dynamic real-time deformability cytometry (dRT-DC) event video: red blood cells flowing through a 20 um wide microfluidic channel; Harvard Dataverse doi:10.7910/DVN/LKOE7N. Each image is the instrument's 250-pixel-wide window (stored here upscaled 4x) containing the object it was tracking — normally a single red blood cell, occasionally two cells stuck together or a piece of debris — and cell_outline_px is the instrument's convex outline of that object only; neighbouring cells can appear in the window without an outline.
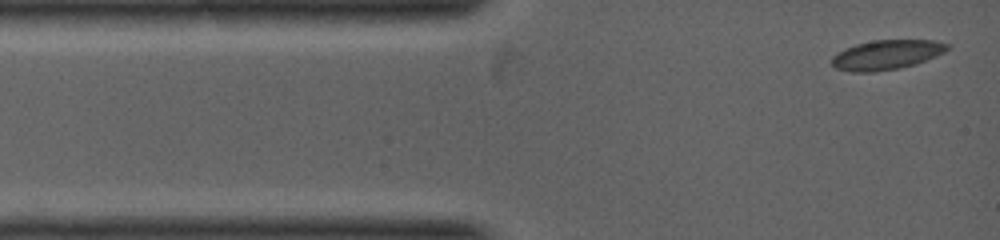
{"species": "common noctule bat (a hibernating species)", "species_latin": "Nyctalus noctula", "temperature_condition": "warm", "stored_images_in_passage": 8, "camera_frame_rate_fps": 5000, "um_per_image_px": 0.085, "animal": {"sex": "female", "body_mass_g": 19.0, "forearm_length_mm": 53.3}, "frame": {"image": 1, "passage_image": 1, "time_ms": 0.0, "image_size_px": [1000, 240], "cell_outline_px": [[948, 48], [944, 52], [936, 56], [916, 64], [900, 68], [872, 72], [852, 72], [836, 68], [832, 64], [832, 56], [856, 44], [872, 40], [936, 40], [948, 44]], "centroid_in_image_um": [75.38, 4.66], "position_along_channel_um": 9.6, "area_um2": 19.77}}
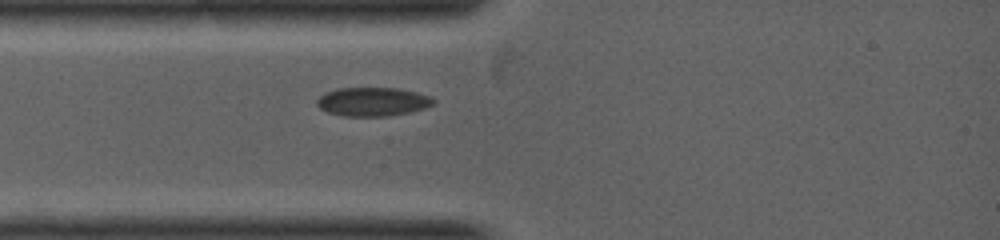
{"frame": {"image": 2, "passage_image": 6, "time_ms": 1.0, "image_size_px": [1000, 240], "cell_outline_px": [[436, 104], [424, 108], [408, 112], [388, 116], [340, 116], [328, 112], [320, 108], [316, 104], [316, 100], [324, 92], [336, 88], [400, 88], [416, 92], [428, 96], [436, 100]], "centroid_in_image_um": [31.66, 8.64], "position_along_channel_um": 53.3, "area_um2": 19.65}}
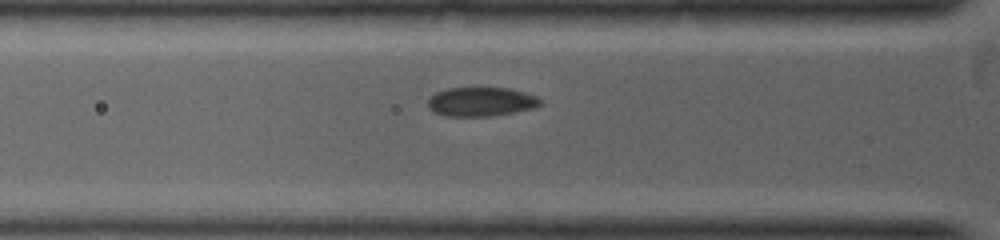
{"frame": {"image": 3, "passage_image": 8, "time_ms": 1.4, "image_size_px": [1000, 240], "cell_outline_px": [[544, 104], [536, 108], [496, 116], [444, 116], [432, 112], [428, 108], [428, 100], [436, 92], [456, 84], [504, 84], [536, 96]], "centroid_in_image_um": [40.92, 8.55], "position_along_channel_um": 84.9, "area_um2": 21.15}}